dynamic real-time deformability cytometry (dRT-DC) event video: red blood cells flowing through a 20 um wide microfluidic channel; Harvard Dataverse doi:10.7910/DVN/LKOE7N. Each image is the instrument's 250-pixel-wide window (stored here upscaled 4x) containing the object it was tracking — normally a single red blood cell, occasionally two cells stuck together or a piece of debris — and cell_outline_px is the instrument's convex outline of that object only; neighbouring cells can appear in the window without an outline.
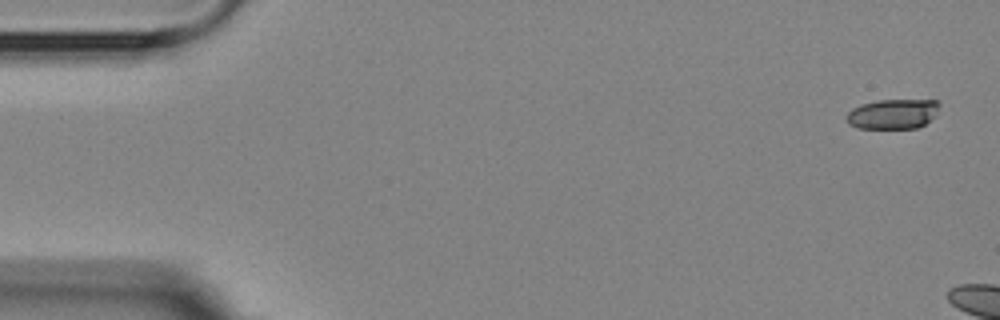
{"species": "Egyptian fruit bat (a non-hibernating species)", "species_latin": "Rousettus aegyptiacus", "temperature_condition": "room temperature", "stored_images_in_passage": 3, "camera_frame_rate_fps": 3000, "um_per_image_px": 0.085, "animal": {"sex": "female"}, "frame": {"image": 1, "passage_image": 1, "time_ms": 0.0, "image_size_px": [1000, 320], "cell_outline_px": [[940, 104], [936, 112], [924, 124], [916, 128], [856, 128], [848, 124], [844, 116], [852, 108], [860, 104], [880, 100], [936, 100]], "centroid_in_image_um": [75.82, 9.68], "position_along_channel_um": 9.2, "area_um2": 16.13}}